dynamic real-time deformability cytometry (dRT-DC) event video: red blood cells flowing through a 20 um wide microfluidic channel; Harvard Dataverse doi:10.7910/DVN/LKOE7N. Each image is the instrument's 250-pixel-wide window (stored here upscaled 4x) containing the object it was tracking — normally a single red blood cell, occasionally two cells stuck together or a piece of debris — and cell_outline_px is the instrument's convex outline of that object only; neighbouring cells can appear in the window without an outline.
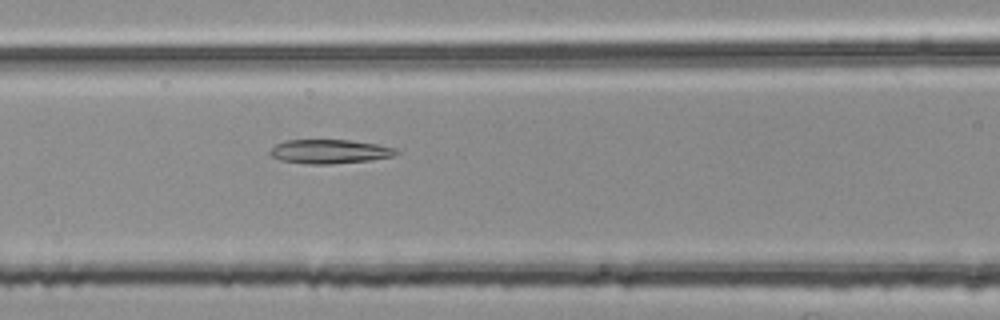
{"species": "common noctule bat (a hibernating species)", "species_latin": "Nyctalus noctula", "temperature_condition": "room temperature", "stored_images_in_passage": 3, "camera_frame_rate_fps": 3000, "um_per_image_px": 0.085, "animal": {"sex": "female", "body_mass_g": 25.1}, "frame": {"image": 1, "passage_image": 3, "time_ms": 0.667, "image_size_px": [1000, 320], "cell_outline_px": [[400, 152], [392, 156], [368, 160], [328, 164], [308, 164], [280, 160], [272, 156], [268, 152], [276, 144], [284, 140], [352, 140], [376, 144], [396, 148]], "centroid_in_image_um": [28.0, 12.87], "position_along_channel_um": 138.6, "area_um2": 17.57}}